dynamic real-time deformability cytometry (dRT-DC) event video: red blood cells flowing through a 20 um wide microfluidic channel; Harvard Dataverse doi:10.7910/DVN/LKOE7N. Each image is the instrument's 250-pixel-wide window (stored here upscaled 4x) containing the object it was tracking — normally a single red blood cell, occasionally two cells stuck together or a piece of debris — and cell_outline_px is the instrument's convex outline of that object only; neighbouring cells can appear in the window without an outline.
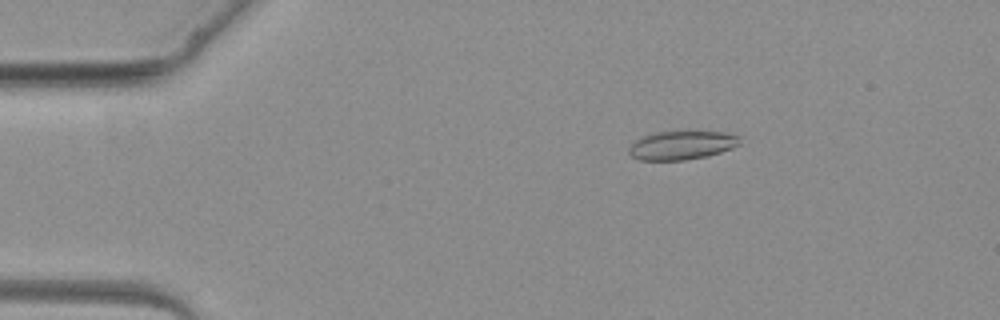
{"species": "common noctule bat (a hibernating species)", "species_latin": "Nyctalus noctula", "temperature_condition": "warm", "stored_images_in_passage": 4, "camera_frame_rate_fps": 3000, "um_per_image_px": 0.085, "animal": {"sex": "female", "body_mass_g": 19.3, "forearm_length_mm": 54.1}, "frame": {"image": 1, "passage_image": 2, "time_ms": 1.0, "image_size_px": [1000, 320], "cell_outline_px": [[740, 144], [732, 148], [720, 152], [704, 156], [684, 160], [640, 160], [632, 156], [628, 152], [628, 148], [636, 140], [644, 136], [656, 132], [724, 132], [740, 136]], "centroid_in_image_um": [57.95, 12.35], "position_along_channel_um": 27.1, "area_um2": 18.26}}